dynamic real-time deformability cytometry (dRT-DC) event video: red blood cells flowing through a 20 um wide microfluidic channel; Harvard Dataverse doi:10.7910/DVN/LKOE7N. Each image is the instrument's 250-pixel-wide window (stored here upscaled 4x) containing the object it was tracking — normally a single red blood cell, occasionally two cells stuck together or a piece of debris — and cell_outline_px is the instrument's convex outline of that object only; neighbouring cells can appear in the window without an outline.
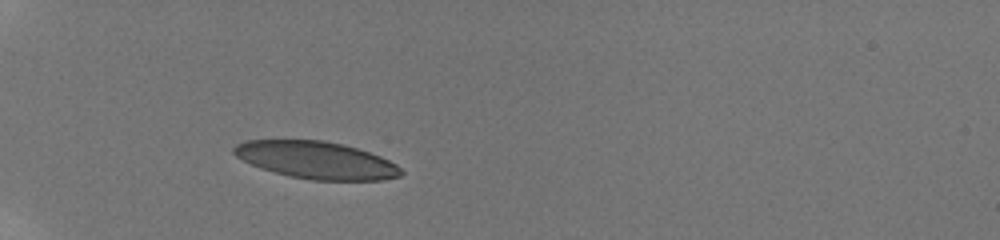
{"species": "human", "species_latin": "Homo sapiens", "temperature_condition": "room temperature", "stored_images_in_passage": 34, "camera_frame_rate_fps": 3000, "um_per_image_px": 0.085, "donor": {"sex": "male"}, "frame": {"image": 1, "passage_image": 1, "time_ms": 0.0, "image_size_px": [1000, 240], "cell_outline_px": [[404, 172], [400, 176], [384, 180], [312, 180], [288, 176], [260, 168], [236, 156], [232, 152], [232, 148], [236, 144], [244, 140], [324, 140], [344, 144], [380, 156], [396, 164]], "centroid_in_image_um": [26.88, 13.61], "position_along_channel_um": 58.1, "area_um2": 36.36}}
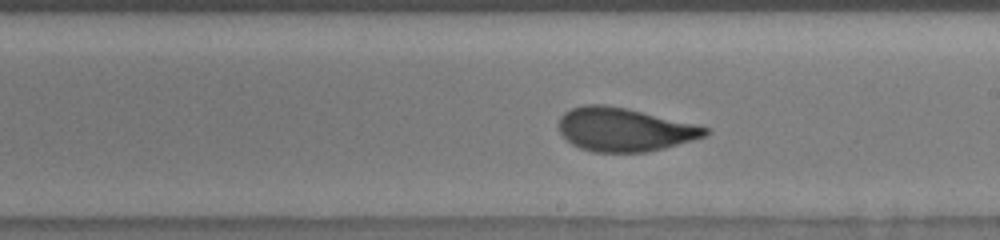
{"frame": {"image": 2, "passage_image": 17, "time_ms": 5.333, "image_size_px": [1000, 240], "cell_outline_px": [[712, 132], [704, 136], [692, 140], [664, 148], [648, 152], [592, 152], [580, 148], [572, 144], [560, 132], [556, 124], [560, 116], [564, 112], [572, 108], [584, 104], [604, 104], [624, 108], [696, 124], [708, 128]], "centroid_in_image_um": [53.03, 11.01], "position_along_channel_um": 236.0, "area_um2": 37.11}}
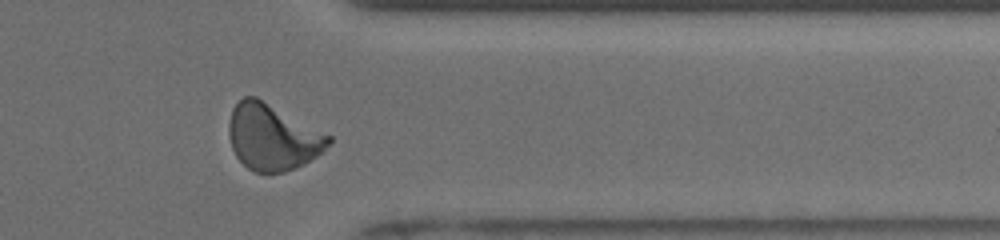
{"frame": {"image": 3, "passage_image": 29, "time_ms": 9.333, "image_size_px": [1000, 240], "cell_outline_px": [[332, 140], [316, 156], [304, 164], [296, 168], [284, 172], [256, 172], [248, 168], [236, 156], [232, 148], [228, 136], [228, 124], [232, 108], [244, 96], [256, 96], [332, 136]], "centroid_in_image_um": [23.14, 11.64], "position_along_channel_um": 388.3, "area_um2": 38.26}, "authors_computed_cell_mechanics": {"area_um2": 37.3388, "velocity_mm_per_s": 3.8495, "shape_relaxation_time_tau1_ms": 6.5925, "shape_relaxation_time_tau2_ms": 0.6417, "deformation_change_tau1": 0.2133, "deformation_change_tau2": 0.0639}}